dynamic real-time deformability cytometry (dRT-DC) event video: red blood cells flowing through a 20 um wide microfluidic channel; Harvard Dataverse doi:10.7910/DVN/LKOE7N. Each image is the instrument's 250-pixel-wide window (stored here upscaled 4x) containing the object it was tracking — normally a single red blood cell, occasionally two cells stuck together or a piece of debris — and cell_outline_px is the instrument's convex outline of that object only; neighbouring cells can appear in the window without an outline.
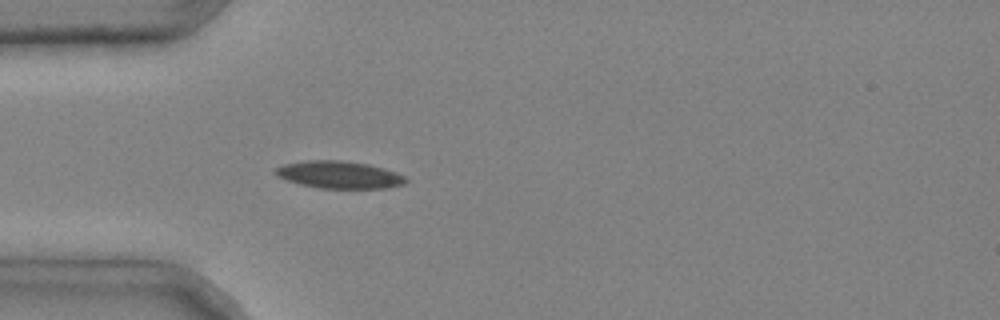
{"species": "common noctule bat (a hibernating species)", "species_latin": "Nyctalus noctula", "temperature_condition": "cold", "stored_images_in_passage": 2, "camera_frame_rate_fps": 3000, "um_per_image_px": 0.085, "animal": {"sex": "male", "body_mass_g": 20.4}, "frame": {"image": 1, "passage_image": 2, "time_ms": 0.333, "image_size_px": [1000, 320], "cell_outline_px": [[408, 180], [404, 184], [388, 188], [320, 188], [300, 184], [276, 176], [272, 172], [276, 168], [284, 164], [304, 160], [340, 160], [368, 164], [384, 168], [396, 172], [404, 176]], "centroid_in_image_um": [28.82, 14.85], "position_along_channel_um": 56.2, "area_um2": 20.81}}